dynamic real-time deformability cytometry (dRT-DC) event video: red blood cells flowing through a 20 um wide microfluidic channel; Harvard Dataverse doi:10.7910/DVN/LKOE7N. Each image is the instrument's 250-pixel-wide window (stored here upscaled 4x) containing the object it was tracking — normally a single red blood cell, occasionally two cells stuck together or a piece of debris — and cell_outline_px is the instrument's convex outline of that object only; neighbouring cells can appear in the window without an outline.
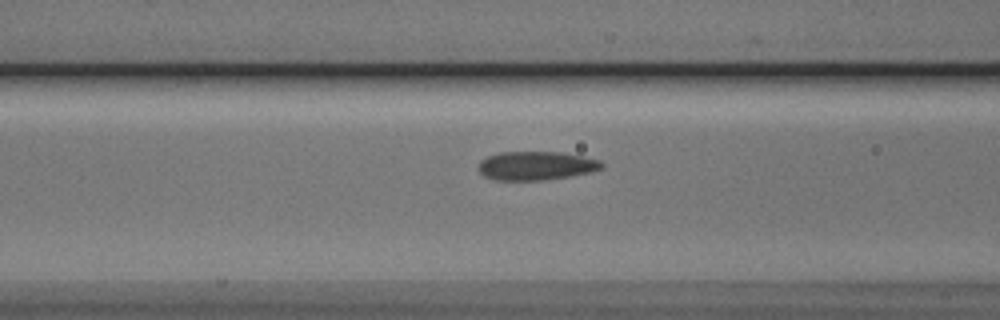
{"species": "Egyptian fruit bat (a non-hibernating species)", "species_latin": "Rousettus aegyptiacus", "temperature_condition": "cold", "stored_images_in_passage": 41, "camera_frame_rate_fps": 3000, "um_per_image_px": 0.085, "animal": {"sex": "male"}, "frame": {"image": 1, "passage_image": 16, "time_ms": 5.0, "image_size_px": [1000, 320], "cell_outline_px": [[604, 168], [588, 172], [568, 176], [544, 180], [492, 180], [484, 176], [480, 172], [480, 160], [488, 156], [500, 152], [560, 152], [584, 156], [600, 160], [604, 164]], "centroid_in_image_um": [45.57, 14.08], "position_along_channel_um": 121.0, "area_um2": 20.58}}
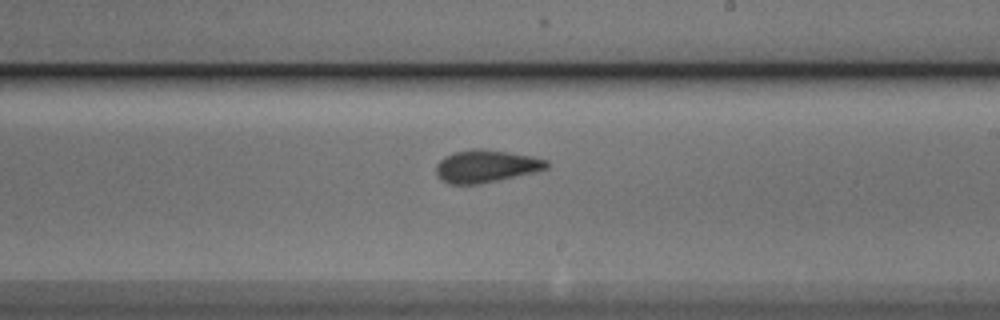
{"frame": {"image": 2, "passage_image": 26, "time_ms": 8.333, "image_size_px": [1000, 320], "cell_outline_px": [[548, 168], [532, 172], [480, 184], [448, 184], [436, 176], [436, 164], [444, 156], [456, 152], [472, 148], [480, 148], [508, 152], [532, 156], [548, 160]], "centroid_in_image_um": [41.27, 14.12], "position_along_channel_um": 247.7, "area_um2": 20.87}}
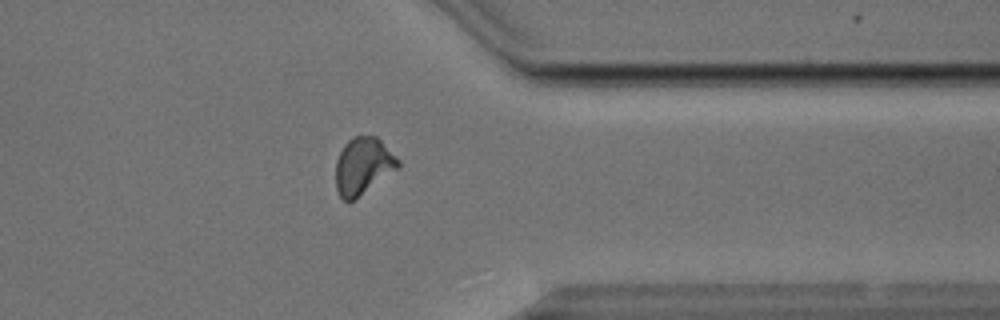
{"frame": {"image": 3, "passage_image": 37, "time_ms": 12.0, "image_size_px": [1000, 320], "cell_outline_px": [[400, 168], [352, 200], [344, 200], [340, 196], [336, 188], [336, 160], [344, 144], [352, 136], [376, 136], [400, 160]], "centroid_in_image_um": [30.87, 14.08], "position_along_channel_um": 380.5, "area_um2": 20.52}, "authors_computed_cell_mechanics": {"area_um2": 20.5768, "velocity_mm_per_s": 3.8068, "shape_relaxation_time_tau1_ms": 6.2669, "shape_relaxation_time_tau2_ms": 1.9238, "deformation_change_tau1": 0.1367, "deformation_change_tau2": 0.0716}}